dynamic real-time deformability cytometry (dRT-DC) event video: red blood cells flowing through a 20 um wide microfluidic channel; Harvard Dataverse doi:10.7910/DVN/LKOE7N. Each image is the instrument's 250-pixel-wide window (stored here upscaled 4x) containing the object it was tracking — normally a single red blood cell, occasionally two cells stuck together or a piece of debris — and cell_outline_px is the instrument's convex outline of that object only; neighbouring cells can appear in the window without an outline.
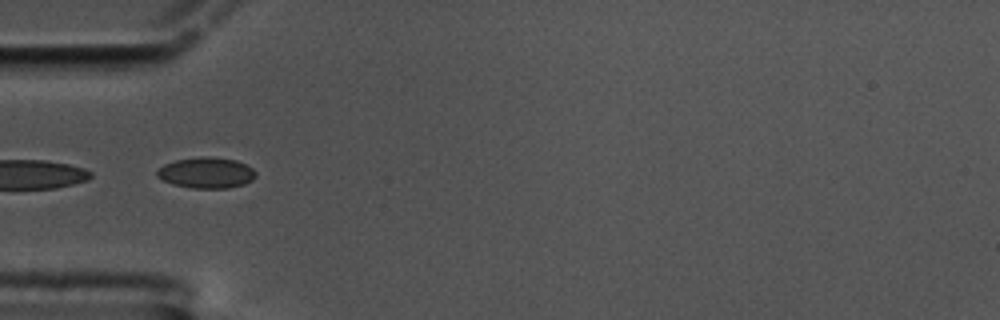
{"species": "common noctule bat (a hibernating species)", "species_latin": "Nyctalus noctula", "temperature_condition": "cold", "stored_images_in_passage": 15, "segment_of_instrument_passage": [2, 2], "camera_frame_rate_fps": 3000, "um_per_image_px": 0.085, "animal": {"sex": "male", "body_mass_g": 17.5, "forearm_length_mm": 52.3}, "frame": {"image": 1, "passage_image": 13, "time_ms": 4.0, "image_size_px": [1000, 320], "cell_outline_px": [[256, 176], [252, 180], [244, 184], [228, 188], [192, 188], [172, 184], [156, 176], [156, 172], [164, 164], [176, 160], [200, 156], [212, 156], [236, 160], [252, 168], [256, 172]], "centroid_in_image_um": [17.54, 14.68], "position_along_channel_um": 67.5, "area_um2": 17.8}}